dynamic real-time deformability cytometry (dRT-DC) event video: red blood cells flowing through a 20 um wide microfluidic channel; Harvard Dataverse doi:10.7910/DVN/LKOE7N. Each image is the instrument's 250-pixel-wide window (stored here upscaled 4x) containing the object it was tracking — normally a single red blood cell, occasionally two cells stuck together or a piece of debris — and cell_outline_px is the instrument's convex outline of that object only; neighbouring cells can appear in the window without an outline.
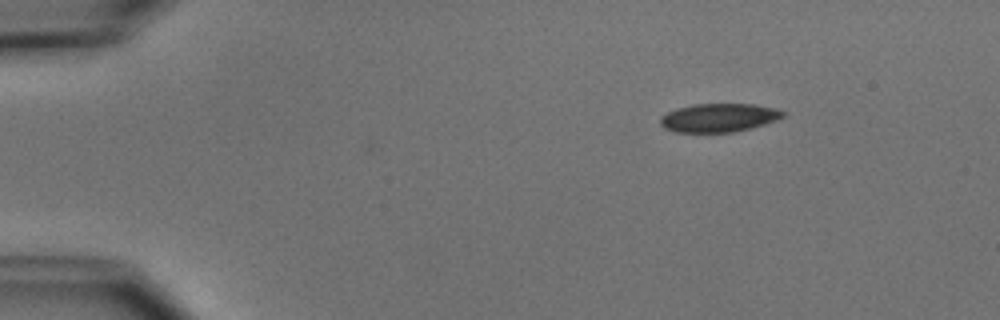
{"species": "common noctule bat (a hibernating species)", "species_latin": "Nyctalus noctula", "temperature_condition": "cold", "stored_images_in_passage": 2, "camera_frame_rate_fps": 3000, "um_per_image_px": 0.085, "animal": {"sex": "male", "body_mass_g": 15.6}, "frame": {"image": 1, "passage_image": 1, "time_ms": 0.0, "image_size_px": [1000, 320], "cell_outline_px": [[788, 116], [752, 128], [732, 132], [676, 132], [664, 128], [660, 124], [660, 116], [676, 108], [692, 104], [752, 104], [776, 108], [788, 112]], "centroid_in_image_um": [61.14, 10.0], "position_along_channel_um": 23.9, "area_um2": 20.63}}
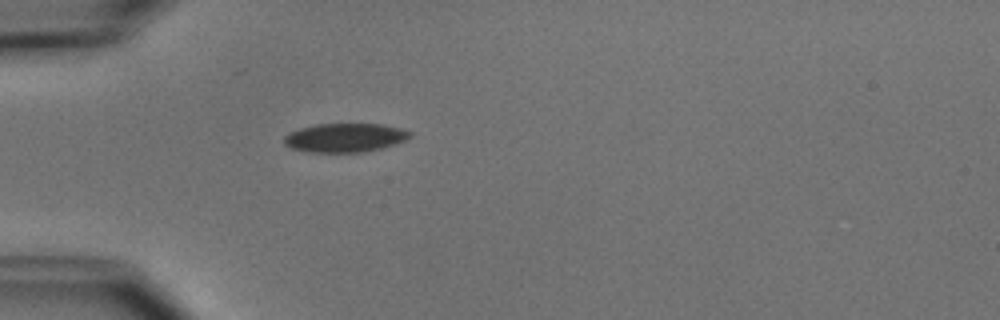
{"frame": {"image": 2, "passage_image": 2, "time_ms": 2.667, "image_size_px": [1000, 320], "cell_outline_px": [[412, 136], [404, 140], [380, 148], [360, 152], [308, 152], [292, 148], [284, 144], [284, 136], [300, 128], [316, 124], [380, 124], [400, 128], [412, 132]], "centroid_in_image_um": [29.3, 11.7], "position_along_channel_um": 55.7, "area_um2": 20.87}}